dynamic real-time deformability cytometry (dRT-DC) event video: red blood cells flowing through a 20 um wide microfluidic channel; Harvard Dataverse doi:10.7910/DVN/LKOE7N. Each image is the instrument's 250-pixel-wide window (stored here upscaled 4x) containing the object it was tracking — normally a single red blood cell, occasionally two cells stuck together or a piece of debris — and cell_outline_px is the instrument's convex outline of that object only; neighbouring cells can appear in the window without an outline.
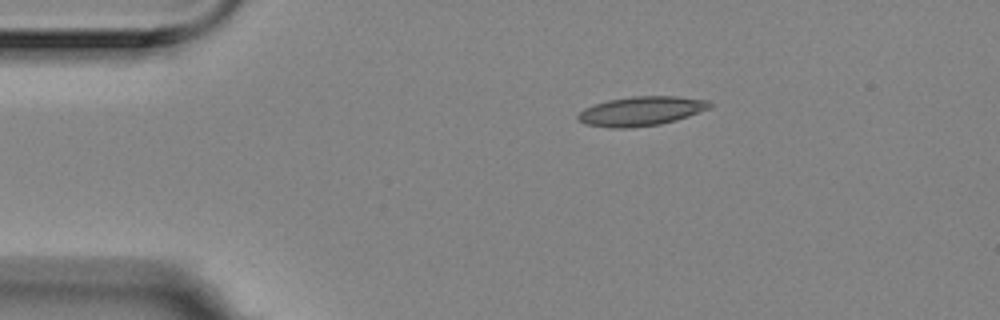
{"species": "Egyptian fruit bat (a non-hibernating species)", "species_latin": "Rousettus aegyptiacus", "temperature_condition": "room temperature", "stored_images_in_passage": 47, "camera_frame_rate_fps": 3000, "um_per_image_px": 0.085, "animal": {"sex": "female"}, "frame": {"image": 1, "passage_image": 1, "time_ms": 0.0, "image_size_px": [1000, 320], "cell_outline_px": [[712, 104], [708, 108], [688, 116], [676, 120], [660, 124], [628, 128], [612, 128], [584, 124], [576, 116], [584, 108], [608, 100], [632, 96], [676, 96], [708, 100]], "centroid_in_image_um": [54.48, 9.44], "position_along_channel_um": 30.5, "area_um2": 22.31}}
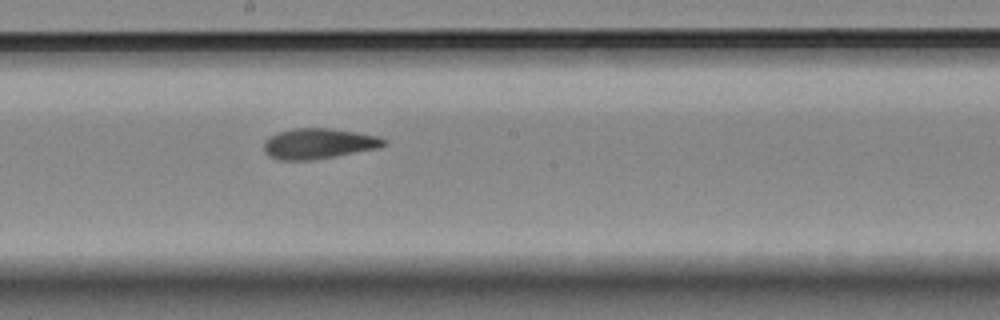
{"frame": {"image": 2, "passage_image": 21, "time_ms": 6.667, "image_size_px": [1000, 320], "cell_outline_px": [[388, 144], [380, 148], [336, 156], [312, 160], [280, 160], [268, 156], [264, 152], [264, 144], [276, 132], [292, 128], [328, 128], [380, 136], [388, 140]], "centroid_in_image_um": [27.13, 12.21], "position_along_channel_um": 221.1, "area_um2": 21.44}}
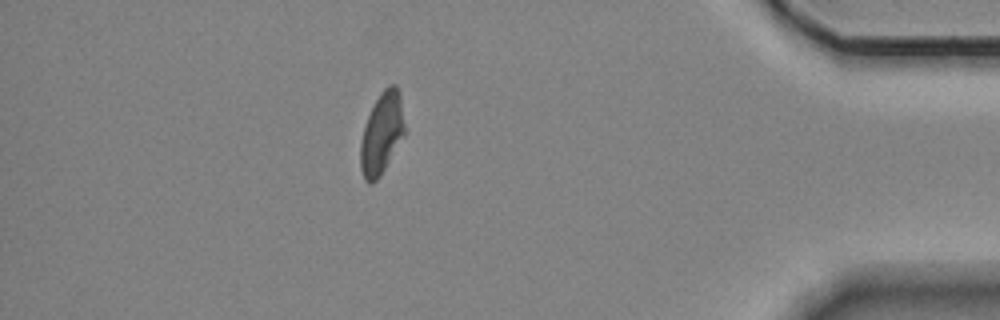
{"frame": {"image": 3, "passage_image": 40, "time_ms": 13.0, "image_size_px": [1000, 320], "cell_outline_px": [[404, 136], [380, 176], [372, 184], [368, 184], [364, 180], [360, 168], [360, 144], [364, 128], [368, 116], [380, 92], [388, 84], [396, 84], [400, 92], [404, 124]], "centroid_in_image_um": [32.44, 11.34], "position_along_channel_um": 402.8, "area_um2": 20.98}, "authors_computed_cell_mechanics": {"area_um2": 21.2704, "velocity_mm_per_s": 3.539, "shape_relaxation_time_tau1_ms": null, "shape_relaxation_time_tau2_ms": 3.1184, "deformation_change_tau1": null, "deformation_change_tau2": 0.0956}}